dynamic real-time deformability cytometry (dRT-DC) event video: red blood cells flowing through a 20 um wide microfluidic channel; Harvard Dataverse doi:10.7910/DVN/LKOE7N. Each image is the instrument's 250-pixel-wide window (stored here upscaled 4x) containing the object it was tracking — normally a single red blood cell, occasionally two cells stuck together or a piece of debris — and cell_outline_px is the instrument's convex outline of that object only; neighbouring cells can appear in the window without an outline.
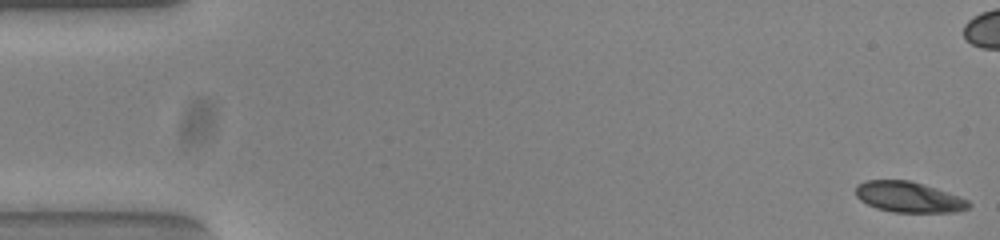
{"species": "common noctule bat (a hibernating species)", "species_latin": "Nyctalus noctula", "temperature_condition": "warm", "stored_images_in_passage": 54, "camera_frame_rate_fps": 3000, "um_per_image_px": 0.085, "animal": {"sex": "female", "body_mass_g": 23.0, "forearm_length_mm": 53.4}, "frame": {"image": 1, "passage_image": 1, "time_ms": 0.0, "image_size_px": [1000, 240], "cell_outline_px": [[972, 204], [968, 208], [952, 212], [896, 212], [876, 208], [860, 200], [856, 196], [856, 184], [864, 180], [912, 180], [936, 188], [968, 200]], "centroid_in_image_um": [77.2, 16.73], "position_along_channel_um": 7.8, "area_um2": 20.11}, "authors_computed_cell_mechanics": {"area_um2": 20.6346, "velocity_mm_per_s": 3.8159, "shape_relaxation_time_tau1_ms": 3.092, "shape_relaxation_time_tau2_ms": 2.2218, "deformation_change_tau1": 0.136, "deformation_change_tau2": 0.0472}}